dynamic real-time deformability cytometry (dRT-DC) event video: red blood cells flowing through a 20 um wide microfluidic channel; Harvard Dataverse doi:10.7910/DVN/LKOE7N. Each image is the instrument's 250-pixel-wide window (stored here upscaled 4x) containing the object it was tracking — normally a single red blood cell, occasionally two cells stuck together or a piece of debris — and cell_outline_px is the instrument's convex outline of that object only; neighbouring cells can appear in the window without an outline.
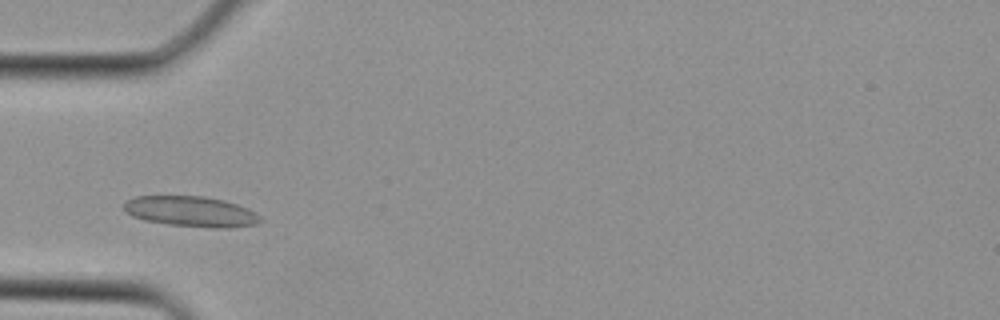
{"species": "Egyptian fruit bat (a non-hibernating species)", "species_latin": "Rousettus aegyptiacus", "temperature_condition": "cold", "stored_images_in_passage": 2, "camera_frame_rate_fps": 3000, "um_per_image_px": 0.085, "animal": {"sex": "female"}, "frame": {"image": 1, "passage_image": 2, "time_ms": 0.333, "image_size_px": [1000, 320], "cell_outline_px": [[260, 220], [256, 224], [232, 228], [212, 228], [168, 224], [144, 220], [132, 216], [124, 208], [124, 204], [128, 200], [136, 196], [204, 196], [224, 200], [236, 204], [260, 216]], "centroid_in_image_um": [16.22, 17.98], "position_along_channel_um": 68.8, "area_um2": 23.93}}